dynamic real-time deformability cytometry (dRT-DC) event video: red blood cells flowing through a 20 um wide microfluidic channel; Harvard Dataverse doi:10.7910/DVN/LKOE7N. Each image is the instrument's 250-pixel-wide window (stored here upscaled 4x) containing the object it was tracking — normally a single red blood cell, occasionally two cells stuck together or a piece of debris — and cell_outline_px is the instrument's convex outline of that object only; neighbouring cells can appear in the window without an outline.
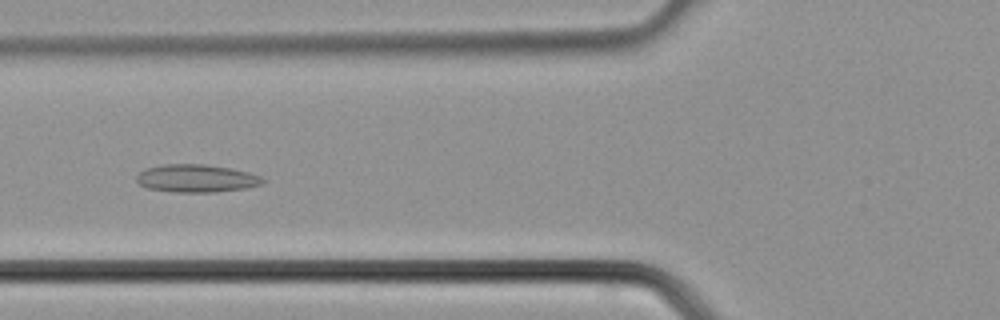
{"species": "common noctule bat (a hibernating species)", "species_latin": "Nyctalus noctula", "temperature_condition": "cold", "stored_images_in_passage": 30, "camera_frame_rate_fps": 3000, "um_per_image_px": 0.085, "animal": {"sex": "male", "body_mass_g": 21.5, "forearm_length_mm": 52.0}, "frame": {"image": 1, "passage_image": 7, "time_ms": 2.0, "image_size_px": [1000, 320], "cell_outline_px": [[264, 180], [260, 184], [244, 188], [216, 192], [176, 192], [148, 188], [140, 184], [136, 180], [136, 176], [140, 172], [148, 168], [164, 164], [204, 164], [228, 168], [248, 172], [260, 176]], "centroid_in_image_um": [16.67, 15.16], "position_along_channel_um": 109.1, "area_um2": 20.11}}
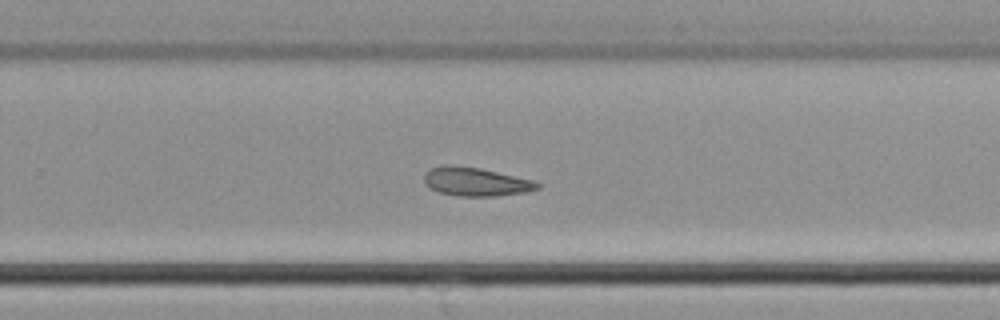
{"frame": {"image": 2, "passage_image": 17, "time_ms": 5.333, "image_size_px": [1000, 320], "cell_outline_px": [[540, 188], [528, 192], [496, 196], [460, 196], [440, 192], [428, 188], [424, 180], [424, 172], [432, 168], [444, 164], [480, 168], [532, 180], [540, 184]], "centroid_in_image_um": [40.43, 15.45], "position_along_channel_um": 289.4, "area_um2": 18.84}}
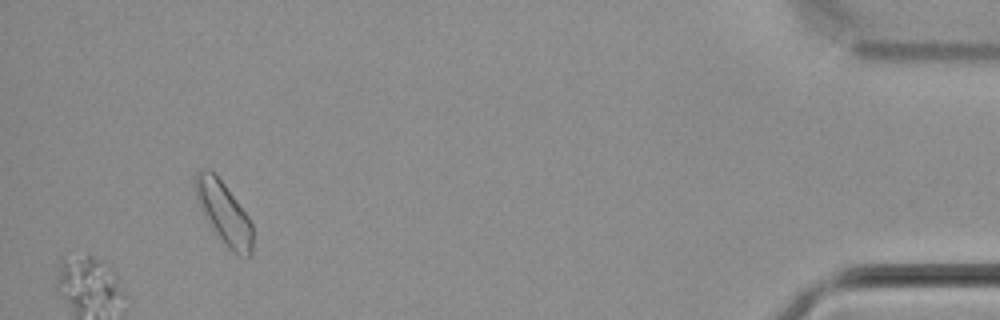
{"frame": {"image": 3, "passage_image": 28, "time_ms": 9.0, "image_size_px": [1000, 320], "cell_outline_px": [[252, 252], [248, 256], [240, 256], [232, 252], [228, 248], [212, 228], [200, 208], [196, 196], [196, 172], [200, 168], [208, 168], [224, 184], [248, 216], [252, 224]], "centroid_in_image_um": [19.04, 18.11], "position_along_channel_um": 416.2, "area_um2": 20.29}}